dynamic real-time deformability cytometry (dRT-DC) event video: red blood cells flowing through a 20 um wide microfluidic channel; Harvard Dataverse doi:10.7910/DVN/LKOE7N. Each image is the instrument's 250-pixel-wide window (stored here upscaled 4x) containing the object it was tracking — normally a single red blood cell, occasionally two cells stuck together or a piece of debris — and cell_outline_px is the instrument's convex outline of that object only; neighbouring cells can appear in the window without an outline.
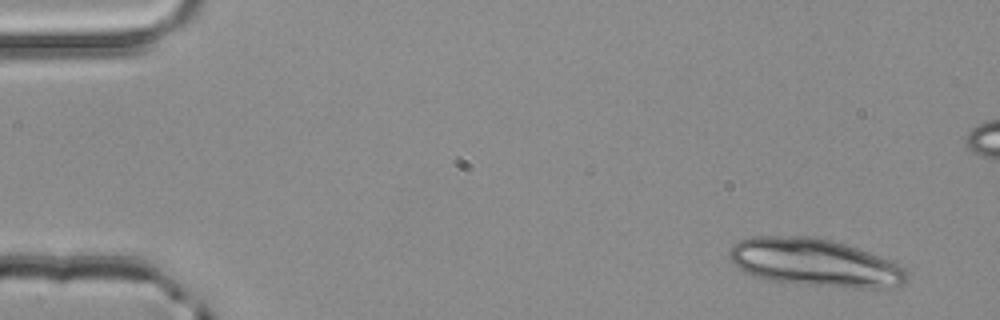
{"species": "common noctule bat (a hibernating species)", "species_latin": "Nyctalus noctula", "temperature_condition": "room temperature", "stored_images_in_passage": 4, "camera_frame_rate_fps": 3000, "um_per_image_px": 0.085, "animal": {"sex": "male", "body_mass_g": 20.4}, "frame": {"image": 1, "passage_image": 1, "time_ms": 0.0, "image_size_px": [1000, 320], "cell_outline_px": [[908, 280], [904, 284], [884, 288], [852, 288], [808, 284], [768, 280], [744, 272], [728, 256], [728, 252], [732, 244], [740, 240], [752, 236], [812, 236], [832, 240], [868, 252], [888, 260], [904, 268], [908, 272]], "centroid_in_image_um": [69.25, 22.32], "position_along_channel_um": 15.8, "area_um2": 49.07}}